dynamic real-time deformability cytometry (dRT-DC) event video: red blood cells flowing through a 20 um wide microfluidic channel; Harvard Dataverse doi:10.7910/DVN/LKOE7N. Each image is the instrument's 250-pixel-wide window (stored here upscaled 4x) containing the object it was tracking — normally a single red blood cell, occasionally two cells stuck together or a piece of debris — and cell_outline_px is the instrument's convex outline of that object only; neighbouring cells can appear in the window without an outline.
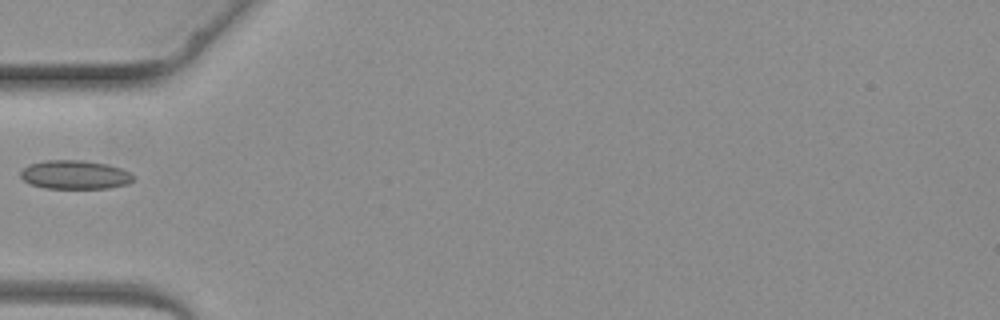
{"species": "common noctule bat (a hibernating species)", "species_latin": "Nyctalus noctula", "temperature_condition": "warm", "stored_images_in_passage": 2, "camera_frame_rate_fps": 3000, "um_per_image_px": 0.085, "animal": {"sex": "female", "body_mass_g": 19.3, "forearm_length_mm": 54.1}, "frame": {"image": 1, "passage_image": 2, "time_ms": 1.667, "image_size_px": [1000, 320], "cell_outline_px": [[136, 176], [128, 184], [108, 188], [44, 188], [32, 184], [24, 180], [20, 176], [20, 172], [28, 164], [44, 160], [84, 160], [108, 164], [132, 172]], "centroid_in_image_um": [6.4, 14.84], "position_along_channel_um": 78.6, "area_um2": 19.07}}